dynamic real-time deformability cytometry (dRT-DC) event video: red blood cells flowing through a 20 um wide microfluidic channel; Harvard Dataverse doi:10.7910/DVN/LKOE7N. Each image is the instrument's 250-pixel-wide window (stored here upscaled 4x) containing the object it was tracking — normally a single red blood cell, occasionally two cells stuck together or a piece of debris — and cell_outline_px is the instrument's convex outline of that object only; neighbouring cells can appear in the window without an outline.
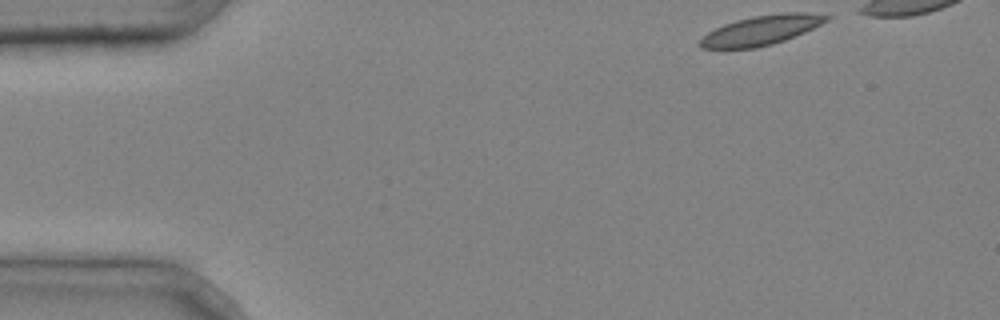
{"species": "common noctule bat (a hibernating species)", "species_latin": "Nyctalus noctula", "temperature_condition": "cold", "stored_images_in_passage": 5, "camera_frame_rate_fps": 3000, "um_per_image_px": 0.085, "animal": {"sex": "male", "body_mass_g": 20.4}, "frame": {"image": 1, "passage_image": 1, "time_ms": 0.0, "image_size_px": [1000, 320], "cell_outline_px": [[832, 16], [828, 20], [804, 32], [784, 40], [772, 44], [756, 48], [700, 48], [696, 44], [708, 32], [724, 24], [736, 20], [752, 16], [780, 12], [808, 12]], "centroid_in_image_um": [64.69, 2.56], "position_along_channel_um": 20.3, "area_um2": 21.73}}